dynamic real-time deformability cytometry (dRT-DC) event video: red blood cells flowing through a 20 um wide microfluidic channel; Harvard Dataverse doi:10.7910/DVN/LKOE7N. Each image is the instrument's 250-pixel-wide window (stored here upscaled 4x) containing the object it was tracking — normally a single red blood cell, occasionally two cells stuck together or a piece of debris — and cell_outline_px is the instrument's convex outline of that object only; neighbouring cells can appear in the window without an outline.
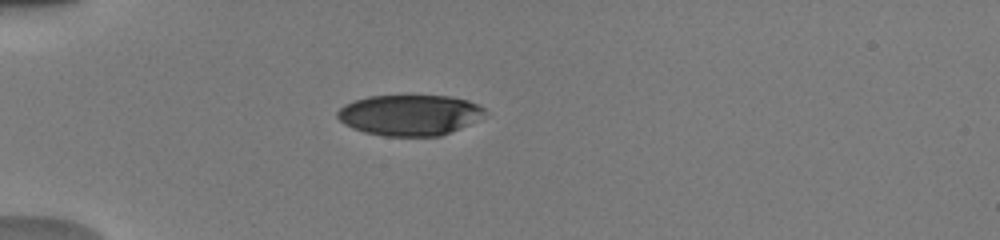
{"species": "human", "species_latin": "Homo sapiens", "temperature_condition": "warm", "stored_images_in_passage": 37, "camera_frame_rate_fps": 3000, "um_per_image_px": 0.085, "donor": {"sex": "male"}, "frame": {"image": 1, "passage_image": 1, "time_ms": 0.0, "image_size_px": [1000, 240], "cell_outline_px": [[484, 112], [476, 120], [460, 128], [440, 136], [384, 136], [364, 132], [352, 128], [344, 124], [336, 116], [336, 112], [344, 104], [352, 100], [368, 96], [448, 96], [468, 100], [484, 108]], "centroid_in_image_um": [34.75, 9.78], "position_along_channel_um": 50.3, "area_um2": 34.85}}
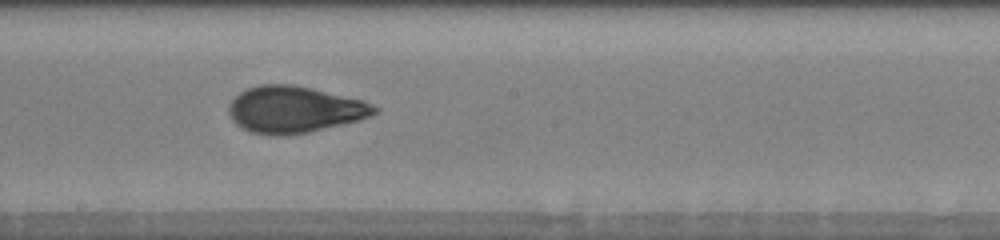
{"frame": {"image": 2, "passage_image": 15, "time_ms": 5.0, "image_size_px": [1000, 240], "cell_outline_px": [[380, 112], [360, 120], [308, 132], [284, 136], [276, 136], [248, 132], [236, 124], [232, 120], [228, 112], [228, 104], [240, 92], [248, 88], [260, 84], [292, 84], [312, 88], [364, 100], [380, 108]], "centroid_in_image_um": [25.03, 9.31], "position_along_channel_um": 223.2, "area_um2": 39.94}}
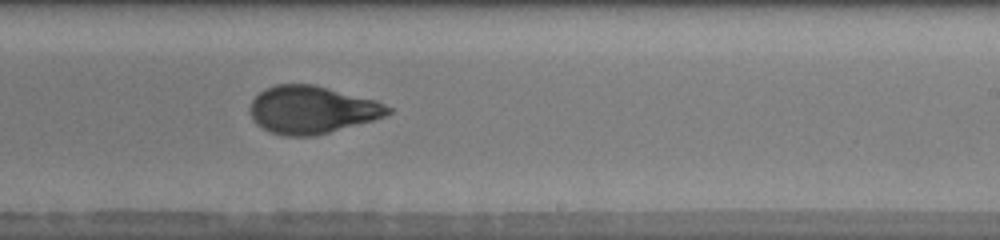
{"frame": {"image": 3, "passage_image": 18, "time_ms": 6.0, "image_size_px": [1000, 240], "cell_outline_px": [[392, 112], [384, 116], [372, 120], [316, 136], [284, 136], [268, 132], [256, 124], [252, 120], [248, 108], [252, 100], [264, 88], [276, 84], [312, 84], [376, 100], [392, 108]], "centroid_in_image_um": [26.46, 9.34], "position_along_channel_um": 262.5, "area_um2": 38.44}, "authors_computed_cell_mechanics": {"area_um2": 38.0902, "velocity_mm_per_s": 3.9424, "shape_relaxation_time_tau1_ms": 4.1881, "shape_relaxation_time_tau2_ms": 0.7162, "deformation_change_tau1": 0.1531, "deformation_change_tau2": 0.0436}}